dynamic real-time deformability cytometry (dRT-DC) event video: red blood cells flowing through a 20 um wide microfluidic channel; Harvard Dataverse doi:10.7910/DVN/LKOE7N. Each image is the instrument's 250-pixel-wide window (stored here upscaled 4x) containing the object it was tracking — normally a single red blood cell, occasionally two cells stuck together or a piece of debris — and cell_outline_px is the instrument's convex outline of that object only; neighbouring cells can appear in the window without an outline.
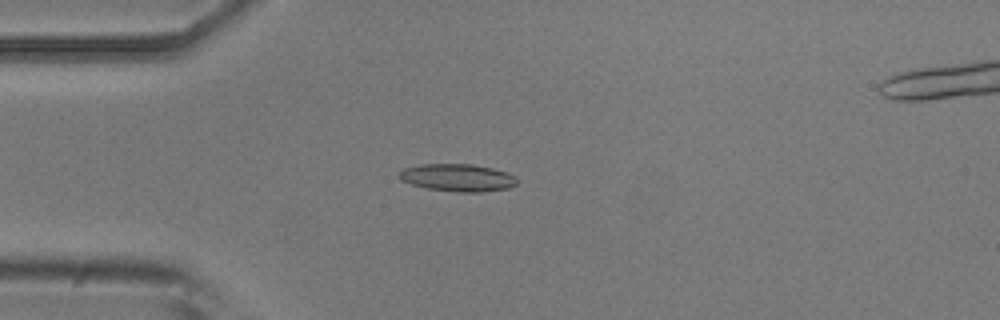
{"species": "common noctule bat (a hibernating species)", "species_latin": "Nyctalus noctula", "temperature_condition": "room temperature", "stored_images_in_passage": 3, "camera_frame_rate_fps": 3000, "um_per_image_px": 0.085, "animal": {"sex": "male", "body_mass_g": 20.5, "forearm_length_mm": 52.5}, "frame": {"image": 1, "passage_image": 3, "time_ms": 3.0, "image_size_px": [1000, 320], "cell_outline_px": [[516, 184], [508, 188], [480, 192], [456, 192], [428, 188], [412, 184], [400, 180], [400, 172], [404, 168], [420, 164], [472, 164], [492, 168], [508, 172], [516, 180]], "centroid_in_image_um": [38.89, 15.09], "position_along_channel_um": 46.1, "area_um2": 18.67}}